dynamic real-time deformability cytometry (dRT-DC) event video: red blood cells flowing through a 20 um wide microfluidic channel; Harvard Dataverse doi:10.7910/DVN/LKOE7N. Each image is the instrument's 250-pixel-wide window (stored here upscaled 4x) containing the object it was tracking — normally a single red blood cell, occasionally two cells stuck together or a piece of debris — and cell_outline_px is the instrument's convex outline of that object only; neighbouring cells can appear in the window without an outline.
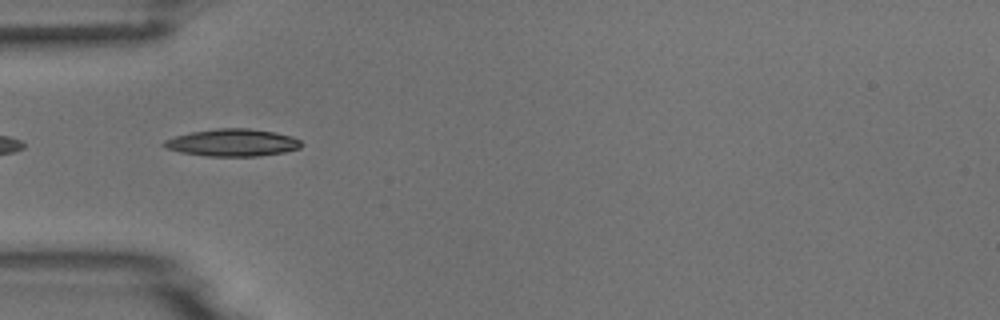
{"species": "common noctule bat (a hibernating species)", "species_latin": "Nyctalus noctula", "temperature_condition": "room temperature", "stored_images_in_passage": 10, "camera_frame_rate_fps": 3000, "um_per_image_px": 0.085, "animal": {"sex": "male", "body_mass_g": 18.8}, "frame": {"image": 1, "passage_image": 5, "time_ms": 4.667, "image_size_px": [1000, 320], "cell_outline_px": [[304, 144], [300, 148], [284, 152], [260, 156], [204, 156], [180, 152], [164, 148], [160, 144], [164, 140], [176, 136], [192, 132], [216, 128], [248, 128], [276, 132], [292, 136], [300, 140]], "centroid_in_image_um": [19.76, 12.12], "position_along_channel_um": 65.2, "area_um2": 22.08}}
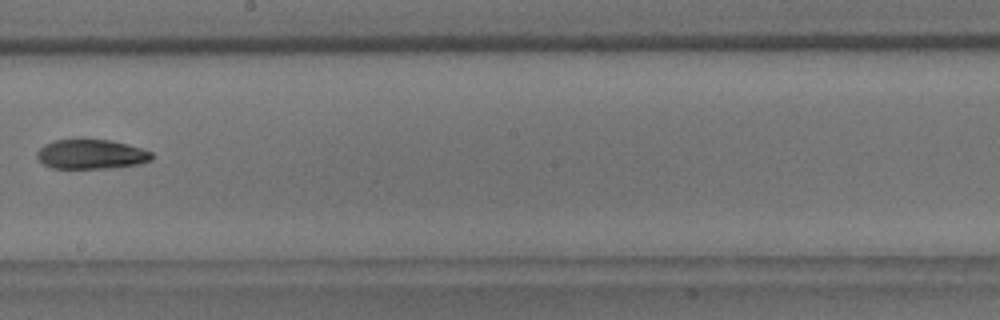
{"frame": {"image": 2, "passage_image": 9, "time_ms": 9.333, "image_size_px": [1000, 320], "cell_outline_px": [[152, 160], [140, 164], [108, 168], [52, 168], [44, 164], [36, 156], [36, 152], [44, 144], [52, 140], [112, 140], [140, 148], [152, 152]], "centroid_in_image_um": [7.74, 13.11], "position_along_channel_um": 240.5, "area_um2": 19.65}}